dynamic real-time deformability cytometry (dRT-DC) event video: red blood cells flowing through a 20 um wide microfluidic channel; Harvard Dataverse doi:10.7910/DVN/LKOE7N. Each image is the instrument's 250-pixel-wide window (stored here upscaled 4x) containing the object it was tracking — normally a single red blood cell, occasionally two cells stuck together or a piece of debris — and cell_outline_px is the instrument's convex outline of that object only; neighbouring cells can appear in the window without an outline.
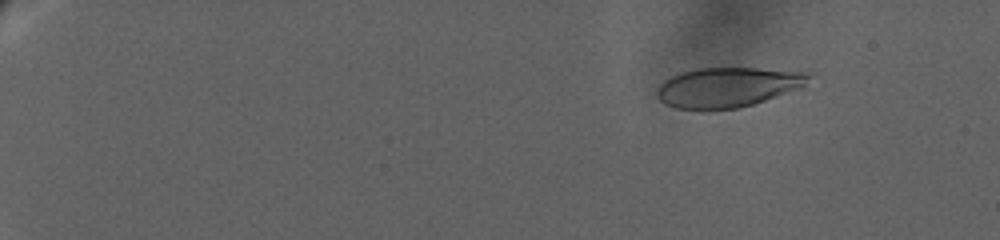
{"species": "human", "species_latin": "Homo sapiens", "temperature_condition": "warm", "stored_images_in_passage": 17, "camera_frame_rate_fps": 3000, "um_per_image_px": 0.085, "donor": {"sex": "female"}, "frame": {"image": 1, "passage_image": 8, "time_ms": 3.667, "image_size_px": [1000, 240], "cell_outline_px": [[812, 72], [804, 84], [800, 88], [752, 104], [736, 108], [708, 112], [676, 108], [664, 104], [656, 96], [656, 88], [664, 80], [672, 76], [684, 72], [700, 68], [756, 68]], "centroid_in_image_um": [61.79, 7.44], "position_along_channel_um": 23.2, "area_um2": 35.49}}